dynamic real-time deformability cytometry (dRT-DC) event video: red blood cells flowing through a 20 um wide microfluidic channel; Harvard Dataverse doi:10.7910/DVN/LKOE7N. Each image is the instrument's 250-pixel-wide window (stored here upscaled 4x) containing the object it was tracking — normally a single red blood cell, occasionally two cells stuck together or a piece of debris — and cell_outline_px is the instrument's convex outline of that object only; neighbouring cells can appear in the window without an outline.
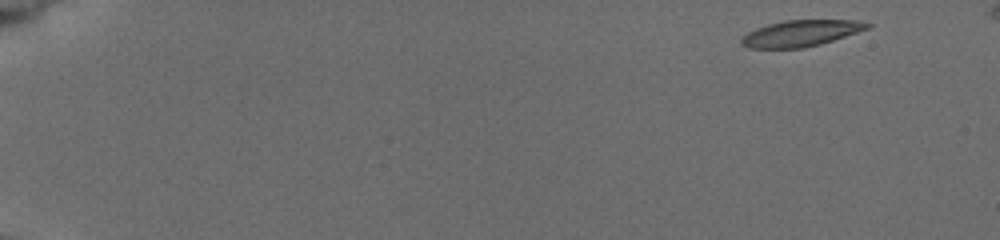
{"species": "common noctule bat (a hibernating species)", "species_latin": "Nyctalus noctula", "temperature_condition": "cold", "stored_images_in_passage": 2, "camera_frame_rate_fps": 3000, "um_per_image_px": 0.085, "animal": {"sex": "female", "body_mass_g": 19.5, "forearm_length_mm": 54.1}, "frame": {"image": 1, "passage_image": 2, "time_ms": 1.333, "image_size_px": [1000, 240], "cell_outline_px": [[872, 24], [868, 28], [820, 44], [804, 48], [748, 48], [740, 44], [740, 36], [756, 28], [768, 24], [784, 20], [856, 20]], "centroid_in_image_um": [67.99, 2.83], "position_along_channel_um": 17.0, "area_um2": 19.19}}